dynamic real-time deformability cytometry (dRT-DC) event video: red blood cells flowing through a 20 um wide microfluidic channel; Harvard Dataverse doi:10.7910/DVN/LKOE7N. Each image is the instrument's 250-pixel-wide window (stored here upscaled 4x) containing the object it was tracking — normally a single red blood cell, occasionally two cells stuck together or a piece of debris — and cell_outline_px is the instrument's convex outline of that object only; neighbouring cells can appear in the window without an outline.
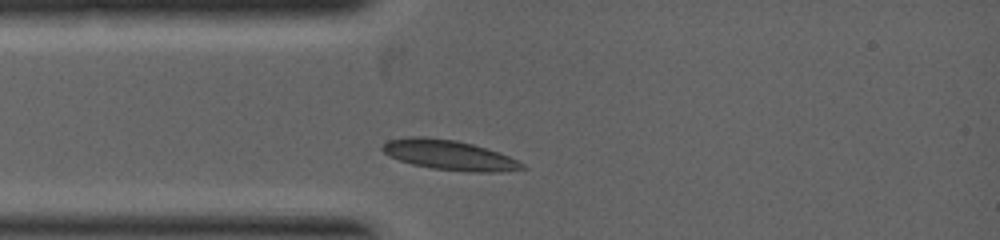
{"species": "common noctule bat (a hibernating species)", "species_latin": "Nyctalus noctula", "temperature_condition": "warm", "stored_images_in_passage": 1, "camera_frame_rate_fps": 5000, "um_per_image_px": 0.085, "animal": {"sex": "female", "body_mass_g": 19.0, "forearm_length_mm": 53.3}, "frame": {"image": 1, "passage_image": 1, "time_ms": 0.0, "image_size_px": [1000, 240], "cell_outline_px": [[528, 168], [500, 172], [472, 172], [432, 168], [412, 164], [400, 160], [384, 152], [380, 148], [388, 140], [408, 136], [424, 136], [456, 140], [472, 144], [500, 152], [524, 164]], "centroid_in_image_um": [38.2, 13.17], "position_along_channel_um": 46.8, "area_um2": 24.28}}